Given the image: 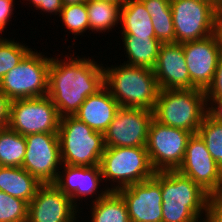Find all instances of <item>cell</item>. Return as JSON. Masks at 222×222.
<instances>
[{
	"label": "cell",
	"instance_id": "cell-11",
	"mask_svg": "<svg viewBox=\"0 0 222 222\" xmlns=\"http://www.w3.org/2000/svg\"><path fill=\"white\" fill-rule=\"evenodd\" d=\"M26 153L22 163L41 184L54 183L62 167L58 133H36L25 136Z\"/></svg>",
	"mask_w": 222,
	"mask_h": 222
},
{
	"label": "cell",
	"instance_id": "cell-32",
	"mask_svg": "<svg viewBox=\"0 0 222 222\" xmlns=\"http://www.w3.org/2000/svg\"><path fill=\"white\" fill-rule=\"evenodd\" d=\"M206 99H222V56L220 57L211 85L205 91Z\"/></svg>",
	"mask_w": 222,
	"mask_h": 222
},
{
	"label": "cell",
	"instance_id": "cell-12",
	"mask_svg": "<svg viewBox=\"0 0 222 222\" xmlns=\"http://www.w3.org/2000/svg\"><path fill=\"white\" fill-rule=\"evenodd\" d=\"M152 120V110L120 107L103 133L105 148L146 147Z\"/></svg>",
	"mask_w": 222,
	"mask_h": 222
},
{
	"label": "cell",
	"instance_id": "cell-34",
	"mask_svg": "<svg viewBox=\"0 0 222 222\" xmlns=\"http://www.w3.org/2000/svg\"><path fill=\"white\" fill-rule=\"evenodd\" d=\"M10 103L11 100L0 90V128L8 126Z\"/></svg>",
	"mask_w": 222,
	"mask_h": 222
},
{
	"label": "cell",
	"instance_id": "cell-4",
	"mask_svg": "<svg viewBox=\"0 0 222 222\" xmlns=\"http://www.w3.org/2000/svg\"><path fill=\"white\" fill-rule=\"evenodd\" d=\"M152 111L156 121L195 134L208 113L205 91L160 89Z\"/></svg>",
	"mask_w": 222,
	"mask_h": 222
},
{
	"label": "cell",
	"instance_id": "cell-14",
	"mask_svg": "<svg viewBox=\"0 0 222 222\" xmlns=\"http://www.w3.org/2000/svg\"><path fill=\"white\" fill-rule=\"evenodd\" d=\"M117 192L127 205L130 222H162L161 172Z\"/></svg>",
	"mask_w": 222,
	"mask_h": 222
},
{
	"label": "cell",
	"instance_id": "cell-21",
	"mask_svg": "<svg viewBox=\"0 0 222 222\" xmlns=\"http://www.w3.org/2000/svg\"><path fill=\"white\" fill-rule=\"evenodd\" d=\"M127 61L123 63L154 69L162 43L156 37L121 35Z\"/></svg>",
	"mask_w": 222,
	"mask_h": 222
},
{
	"label": "cell",
	"instance_id": "cell-39",
	"mask_svg": "<svg viewBox=\"0 0 222 222\" xmlns=\"http://www.w3.org/2000/svg\"><path fill=\"white\" fill-rule=\"evenodd\" d=\"M29 1V5L32 3L33 7H36L35 9L41 10L40 12L42 13V0H25Z\"/></svg>",
	"mask_w": 222,
	"mask_h": 222
},
{
	"label": "cell",
	"instance_id": "cell-20",
	"mask_svg": "<svg viewBox=\"0 0 222 222\" xmlns=\"http://www.w3.org/2000/svg\"><path fill=\"white\" fill-rule=\"evenodd\" d=\"M41 183L22 167L0 166V191L29 203Z\"/></svg>",
	"mask_w": 222,
	"mask_h": 222
},
{
	"label": "cell",
	"instance_id": "cell-6",
	"mask_svg": "<svg viewBox=\"0 0 222 222\" xmlns=\"http://www.w3.org/2000/svg\"><path fill=\"white\" fill-rule=\"evenodd\" d=\"M99 166L104 183L111 180L110 191L150 179L155 173L146 147L105 148Z\"/></svg>",
	"mask_w": 222,
	"mask_h": 222
},
{
	"label": "cell",
	"instance_id": "cell-19",
	"mask_svg": "<svg viewBox=\"0 0 222 222\" xmlns=\"http://www.w3.org/2000/svg\"><path fill=\"white\" fill-rule=\"evenodd\" d=\"M120 106L109 90L103 86L90 95L74 114L94 131L104 133L114 119Z\"/></svg>",
	"mask_w": 222,
	"mask_h": 222
},
{
	"label": "cell",
	"instance_id": "cell-37",
	"mask_svg": "<svg viewBox=\"0 0 222 222\" xmlns=\"http://www.w3.org/2000/svg\"><path fill=\"white\" fill-rule=\"evenodd\" d=\"M216 33L219 37V41L222 48V9L218 11L217 19H216Z\"/></svg>",
	"mask_w": 222,
	"mask_h": 222
},
{
	"label": "cell",
	"instance_id": "cell-30",
	"mask_svg": "<svg viewBox=\"0 0 222 222\" xmlns=\"http://www.w3.org/2000/svg\"><path fill=\"white\" fill-rule=\"evenodd\" d=\"M0 222H28V203L0 191Z\"/></svg>",
	"mask_w": 222,
	"mask_h": 222
},
{
	"label": "cell",
	"instance_id": "cell-10",
	"mask_svg": "<svg viewBox=\"0 0 222 222\" xmlns=\"http://www.w3.org/2000/svg\"><path fill=\"white\" fill-rule=\"evenodd\" d=\"M60 116L46 95L13 100L10 103L8 127L23 136L36 133H58Z\"/></svg>",
	"mask_w": 222,
	"mask_h": 222
},
{
	"label": "cell",
	"instance_id": "cell-26",
	"mask_svg": "<svg viewBox=\"0 0 222 222\" xmlns=\"http://www.w3.org/2000/svg\"><path fill=\"white\" fill-rule=\"evenodd\" d=\"M25 153V136L8 126L0 128V166L22 167Z\"/></svg>",
	"mask_w": 222,
	"mask_h": 222
},
{
	"label": "cell",
	"instance_id": "cell-29",
	"mask_svg": "<svg viewBox=\"0 0 222 222\" xmlns=\"http://www.w3.org/2000/svg\"><path fill=\"white\" fill-rule=\"evenodd\" d=\"M59 17L62 19L65 29L74 34V41L78 35H82L89 30V17L85 2L63 6Z\"/></svg>",
	"mask_w": 222,
	"mask_h": 222
},
{
	"label": "cell",
	"instance_id": "cell-22",
	"mask_svg": "<svg viewBox=\"0 0 222 222\" xmlns=\"http://www.w3.org/2000/svg\"><path fill=\"white\" fill-rule=\"evenodd\" d=\"M122 35L155 37L152 18L140 0H126L121 6Z\"/></svg>",
	"mask_w": 222,
	"mask_h": 222
},
{
	"label": "cell",
	"instance_id": "cell-16",
	"mask_svg": "<svg viewBox=\"0 0 222 222\" xmlns=\"http://www.w3.org/2000/svg\"><path fill=\"white\" fill-rule=\"evenodd\" d=\"M60 170L57 179L53 184L65 195L69 196L72 203L78 209L80 207V201L81 203L83 202L82 197L87 198L90 196L92 199L94 197L95 199H91V201L96 202L110 192L107 184L103 187V190L100 188L101 185L99 184L104 180L99 165L88 167L62 164ZM99 188L100 190L98 191Z\"/></svg>",
	"mask_w": 222,
	"mask_h": 222
},
{
	"label": "cell",
	"instance_id": "cell-3",
	"mask_svg": "<svg viewBox=\"0 0 222 222\" xmlns=\"http://www.w3.org/2000/svg\"><path fill=\"white\" fill-rule=\"evenodd\" d=\"M105 66L104 86L120 107L154 109L160 88L153 69L125 63Z\"/></svg>",
	"mask_w": 222,
	"mask_h": 222
},
{
	"label": "cell",
	"instance_id": "cell-33",
	"mask_svg": "<svg viewBox=\"0 0 222 222\" xmlns=\"http://www.w3.org/2000/svg\"><path fill=\"white\" fill-rule=\"evenodd\" d=\"M16 0H0V34L6 30L13 15Z\"/></svg>",
	"mask_w": 222,
	"mask_h": 222
},
{
	"label": "cell",
	"instance_id": "cell-8",
	"mask_svg": "<svg viewBox=\"0 0 222 222\" xmlns=\"http://www.w3.org/2000/svg\"><path fill=\"white\" fill-rule=\"evenodd\" d=\"M193 133L164 125L154 118L150 123L146 150L155 172L177 170Z\"/></svg>",
	"mask_w": 222,
	"mask_h": 222
},
{
	"label": "cell",
	"instance_id": "cell-7",
	"mask_svg": "<svg viewBox=\"0 0 222 222\" xmlns=\"http://www.w3.org/2000/svg\"><path fill=\"white\" fill-rule=\"evenodd\" d=\"M51 56L30 51L0 80V90L11 100L36 98L48 94Z\"/></svg>",
	"mask_w": 222,
	"mask_h": 222
},
{
	"label": "cell",
	"instance_id": "cell-25",
	"mask_svg": "<svg viewBox=\"0 0 222 222\" xmlns=\"http://www.w3.org/2000/svg\"><path fill=\"white\" fill-rule=\"evenodd\" d=\"M91 204V222H130L127 205L117 191H110Z\"/></svg>",
	"mask_w": 222,
	"mask_h": 222
},
{
	"label": "cell",
	"instance_id": "cell-38",
	"mask_svg": "<svg viewBox=\"0 0 222 222\" xmlns=\"http://www.w3.org/2000/svg\"><path fill=\"white\" fill-rule=\"evenodd\" d=\"M199 1L211 3L218 11L222 9V0H199Z\"/></svg>",
	"mask_w": 222,
	"mask_h": 222
},
{
	"label": "cell",
	"instance_id": "cell-17",
	"mask_svg": "<svg viewBox=\"0 0 222 222\" xmlns=\"http://www.w3.org/2000/svg\"><path fill=\"white\" fill-rule=\"evenodd\" d=\"M79 211L53 183L41 184L28 203V222H78Z\"/></svg>",
	"mask_w": 222,
	"mask_h": 222
},
{
	"label": "cell",
	"instance_id": "cell-5",
	"mask_svg": "<svg viewBox=\"0 0 222 222\" xmlns=\"http://www.w3.org/2000/svg\"><path fill=\"white\" fill-rule=\"evenodd\" d=\"M58 136L62 164L88 167L100 164L105 150L103 133L69 115L60 117Z\"/></svg>",
	"mask_w": 222,
	"mask_h": 222
},
{
	"label": "cell",
	"instance_id": "cell-36",
	"mask_svg": "<svg viewBox=\"0 0 222 222\" xmlns=\"http://www.w3.org/2000/svg\"><path fill=\"white\" fill-rule=\"evenodd\" d=\"M63 9L62 0H42V11L43 13H49L50 15H58L61 14V10Z\"/></svg>",
	"mask_w": 222,
	"mask_h": 222
},
{
	"label": "cell",
	"instance_id": "cell-27",
	"mask_svg": "<svg viewBox=\"0 0 222 222\" xmlns=\"http://www.w3.org/2000/svg\"><path fill=\"white\" fill-rule=\"evenodd\" d=\"M197 133L204 140L212 158L222 168V123L207 113Z\"/></svg>",
	"mask_w": 222,
	"mask_h": 222
},
{
	"label": "cell",
	"instance_id": "cell-40",
	"mask_svg": "<svg viewBox=\"0 0 222 222\" xmlns=\"http://www.w3.org/2000/svg\"><path fill=\"white\" fill-rule=\"evenodd\" d=\"M89 0H62L63 6L69 5V4H77V3H82V2H87Z\"/></svg>",
	"mask_w": 222,
	"mask_h": 222
},
{
	"label": "cell",
	"instance_id": "cell-35",
	"mask_svg": "<svg viewBox=\"0 0 222 222\" xmlns=\"http://www.w3.org/2000/svg\"><path fill=\"white\" fill-rule=\"evenodd\" d=\"M208 114L217 122L222 123V99H206Z\"/></svg>",
	"mask_w": 222,
	"mask_h": 222
},
{
	"label": "cell",
	"instance_id": "cell-13",
	"mask_svg": "<svg viewBox=\"0 0 222 222\" xmlns=\"http://www.w3.org/2000/svg\"><path fill=\"white\" fill-rule=\"evenodd\" d=\"M177 170L210 195L222 192V168L212 158L198 133L189 138L184 160Z\"/></svg>",
	"mask_w": 222,
	"mask_h": 222
},
{
	"label": "cell",
	"instance_id": "cell-18",
	"mask_svg": "<svg viewBox=\"0 0 222 222\" xmlns=\"http://www.w3.org/2000/svg\"><path fill=\"white\" fill-rule=\"evenodd\" d=\"M160 89H194L185 61L183 43H162L154 67Z\"/></svg>",
	"mask_w": 222,
	"mask_h": 222
},
{
	"label": "cell",
	"instance_id": "cell-41",
	"mask_svg": "<svg viewBox=\"0 0 222 222\" xmlns=\"http://www.w3.org/2000/svg\"><path fill=\"white\" fill-rule=\"evenodd\" d=\"M103 1H110V2L119 3L122 5L126 0H103Z\"/></svg>",
	"mask_w": 222,
	"mask_h": 222
},
{
	"label": "cell",
	"instance_id": "cell-31",
	"mask_svg": "<svg viewBox=\"0 0 222 222\" xmlns=\"http://www.w3.org/2000/svg\"><path fill=\"white\" fill-rule=\"evenodd\" d=\"M205 222H222V192L210 195Z\"/></svg>",
	"mask_w": 222,
	"mask_h": 222
},
{
	"label": "cell",
	"instance_id": "cell-24",
	"mask_svg": "<svg viewBox=\"0 0 222 222\" xmlns=\"http://www.w3.org/2000/svg\"><path fill=\"white\" fill-rule=\"evenodd\" d=\"M152 18L155 37L161 43H175L170 0H140Z\"/></svg>",
	"mask_w": 222,
	"mask_h": 222
},
{
	"label": "cell",
	"instance_id": "cell-1",
	"mask_svg": "<svg viewBox=\"0 0 222 222\" xmlns=\"http://www.w3.org/2000/svg\"><path fill=\"white\" fill-rule=\"evenodd\" d=\"M70 56L51 57L49 67L47 96L60 117L74 115L88 96L104 86V64L91 57L74 58V52Z\"/></svg>",
	"mask_w": 222,
	"mask_h": 222
},
{
	"label": "cell",
	"instance_id": "cell-28",
	"mask_svg": "<svg viewBox=\"0 0 222 222\" xmlns=\"http://www.w3.org/2000/svg\"><path fill=\"white\" fill-rule=\"evenodd\" d=\"M11 39L0 36V80L32 50L23 42L19 43L14 38Z\"/></svg>",
	"mask_w": 222,
	"mask_h": 222
},
{
	"label": "cell",
	"instance_id": "cell-23",
	"mask_svg": "<svg viewBox=\"0 0 222 222\" xmlns=\"http://www.w3.org/2000/svg\"><path fill=\"white\" fill-rule=\"evenodd\" d=\"M121 4L103 0L86 2L89 17V31L105 33L112 31L120 23Z\"/></svg>",
	"mask_w": 222,
	"mask_h": 222
},
{
	"label": "cell",
	"instance_id": "cell-15",
	"mask_svg": "<svg viewBox=\"0 0 222 222\" xmlns=\"http://www.w3.org/2000/svg\"><path fill=\"white\" fill-rule=\"evenodd\" d=\"M183 50L192 85L206 91L213 81L222 56L217 33L200 40L184 42Z\"/></svg>",
	"mask_w": 222,
	"mask_h": 222
},
{
	"label": "cell",
	"instance_id": "cell-9",
	"mask_svg": "<svg viewBox=\"0 0 222 222\" xmlns=\"http://www.w3.org/2000/svg\"><path fill=\"white\" fill-rule=\"evenodd\" d=\"M175 43L200 40L216 33L218 10L199 0H170Z\"/></svg>",
	"mask_w": 222,
	"mask_h": 222
},
{
	"label": "cell",
	"instance_id": "cell-2",
	"mask_svg": "<svg viewBox=\"0 0 222 222\" xmlns=\"http://www.w3.org/2000/svg\"><path fill=\"white\" fill-rule=\"evenodd\" d=\"M161 193L162 222L206 221L210 194L191 178L178 170L162 171Z\"/></svg>",
	"mask_w": 222,
	"mask_h": 222
}]
</instances>
